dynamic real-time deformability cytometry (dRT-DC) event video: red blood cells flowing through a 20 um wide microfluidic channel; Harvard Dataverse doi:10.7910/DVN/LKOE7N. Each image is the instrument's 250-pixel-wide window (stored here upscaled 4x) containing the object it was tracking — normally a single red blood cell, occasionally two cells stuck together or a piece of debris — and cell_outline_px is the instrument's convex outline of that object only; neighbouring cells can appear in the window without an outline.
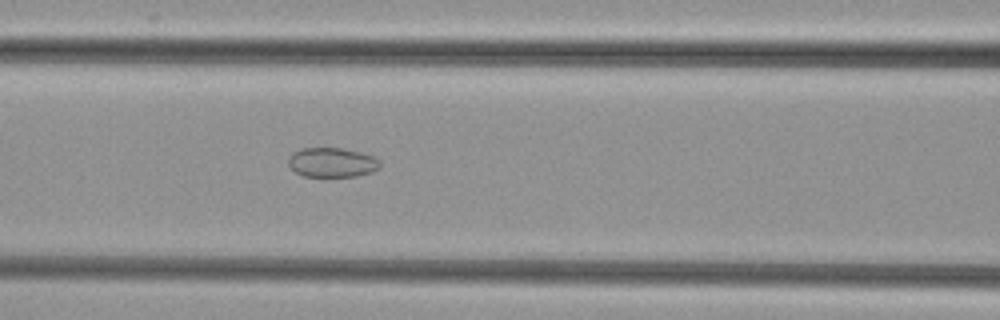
{"species": "common noctule bat (a hibernating species)", "species_latin": "Nyctalus noctula", "temperature_condition": "cold", "stored_images_in_passage": 53, "camera_frame_rate_fps": 3000, "um_per_image_px": 0.085, "animal": {"sex": "female", "body_mass_g": 29.2, "forearm_length_mm": 56.3}, "frame": {"image": 1, "passage_image": 23, "time_ms": 7.333, "image_size_px": [1000, 320], "cell_outline_px": [[380, 168], [372, 172], [356, 176], [304, 176], [296, 172], [288, 164], [288, 160], [292, 152], [300, 148], [344, 148], [376, 156], [380, 160]], "centroid_in_image_um": [28.25, 13.79], "position_along_channel_um": 138.3, "area_um2": 15.9}}
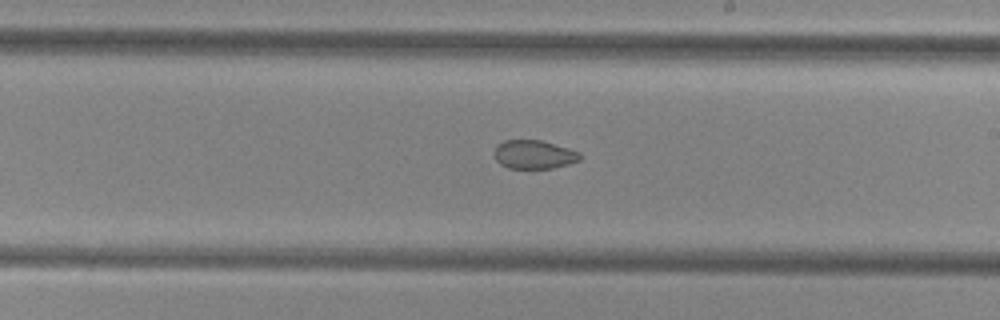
{"frame": {"image": 2, "passage_image": 31, "time_ms": 10.0, "image_size_px": [1000, 320], "cell_outline_px": [[580, 160], [568, 164], [552, 168], [508, 168], [500, 164], [496, 160], [492, 152], [496, 144], [504, 140], [540, 140], [568, 148], [580, 152]], "centroid_in_image_um": [45.33, 13.13], "position_along_channel_um": 243.7, "area_um2": 14.39}}
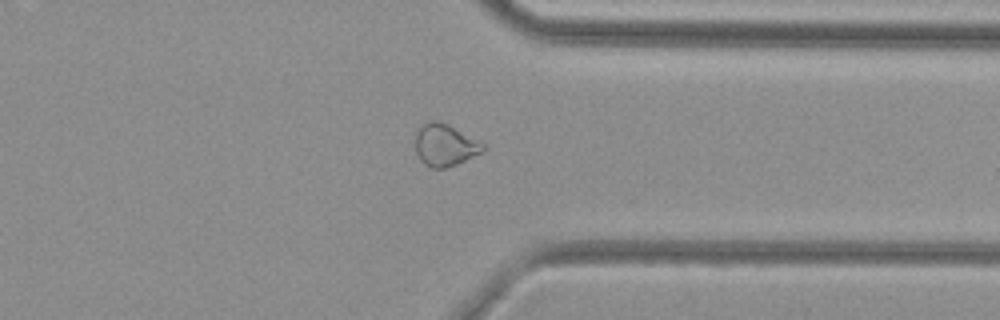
{"frame": {"image": 3, "passage_image": 41, "time_ms": 13.333, "image_size_px": [1000, 320], "cell_outline_px": [[484, 148], [480, 152], [456, 164], [444, 168], [432, 168], [424, 164], [420, 160], [416, 152], [416, 128], [420, 124], [428, 120], [440, 120], [448, 124], [484, 144]], "centroid_in_image_um": [37.74, 12.29], "position_along_channel_um": 373.7, "area_um2": 16.47}}